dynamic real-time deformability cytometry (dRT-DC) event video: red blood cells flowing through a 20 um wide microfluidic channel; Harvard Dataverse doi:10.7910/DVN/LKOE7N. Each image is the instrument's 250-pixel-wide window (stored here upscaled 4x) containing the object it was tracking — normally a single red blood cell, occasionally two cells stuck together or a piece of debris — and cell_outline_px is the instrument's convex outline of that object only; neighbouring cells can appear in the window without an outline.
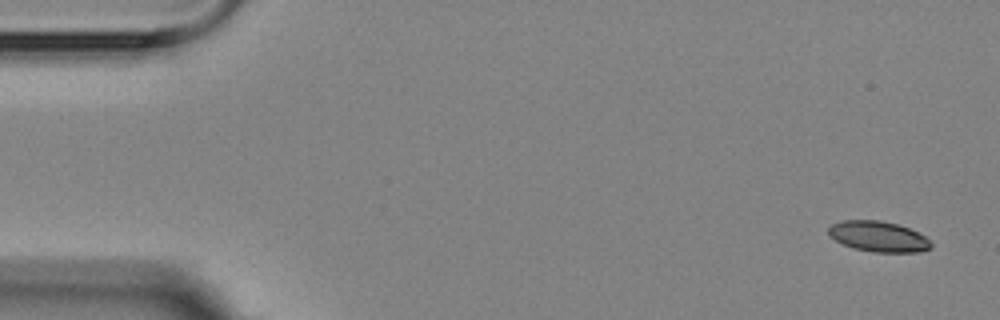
{"species": "Egyptian fruit bat (a non-hibernating species)", "species_latin": "Rousettus aegyptiacus", "temperature_condition": "room temperature", "stored_images_in_passage": 5, "camera_frame_rate_fps": 3000, "um_per_image_px": 0.085, "animal": {"sex": "female"}, "frame": {"image": 1, "passage_image": 1, "time_ms": 0.0, "image_size_px": [1000, 320], "cell_outline_px": [[932, 248], [920, 252], [872, 252], [852, 248], [828, 236], [828, 228], [832, 224], [840, 220], [880, 220], [896, 224], [908, 228], [932, 240]], "centroid_in_image_um": [74.66, 20.11], "position_along_channel_um": 10.3, "area_um2": 18.38}}
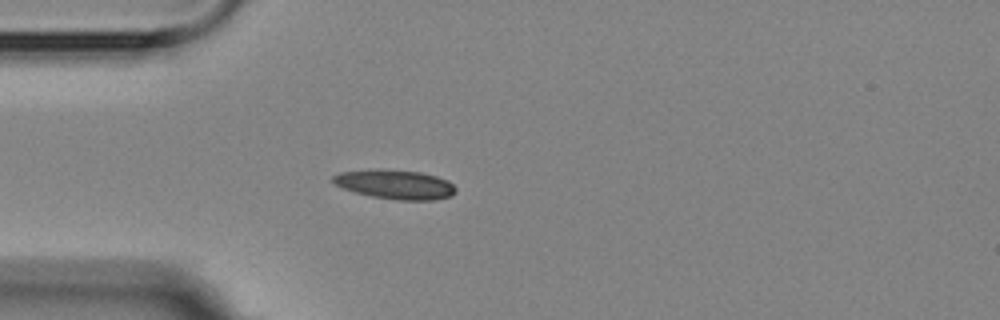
{"frame": {"image": 2, "passage_image": 5, "time_ms": 4.333, "image_size_px": [1000, 320], "cell_outline_px": [[456, 192], [452, 196], [436, 200], [396, 200], [372, 196], [356, 192], [344, 188], [336, 184], [332, 180], [332, 176], [340, 172], [368, 168], [380, 168], [420, 172], [436, 176], [448, 180], [456, 188]], "centroid_in_image_um": [33.6, 15.66], "position_along_channel_um": 51.4, "area_um2": 21.21}}